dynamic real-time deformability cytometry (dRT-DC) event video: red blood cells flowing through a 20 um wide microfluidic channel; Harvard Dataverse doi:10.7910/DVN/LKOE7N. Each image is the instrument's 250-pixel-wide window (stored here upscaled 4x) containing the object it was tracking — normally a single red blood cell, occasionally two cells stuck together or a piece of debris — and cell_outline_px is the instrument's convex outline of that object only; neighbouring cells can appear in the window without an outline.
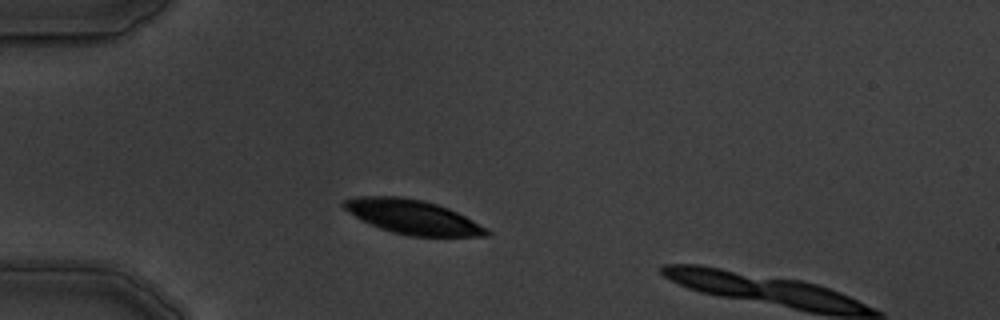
{"species": "common noctule bat (a hibernating species)", "species_latin": "Nyctalus noctula", "temperature_condition": "warm", "stored_images_in_passage": 4, "camera_frame_rate_fps": 3000, "um_per_image_px": 0.085, "animal": {"sex": "male", "body_mass_g": 19.5, "forearm_length_mm": 54.6}, "frame": {"image": 1, "passage_image": 3, "time_ms": 3.0, "image_size_px": [1000, 320], "cell_outline_px": [[492, 232], [488, 236], [408, 236], [392, 232], [380, 228], [360, 220], [344, 208], [340, 204], [344, 200], [356, 196], [400, 196], [424, 200], [448, 208], [488, 228]], "centroid_in_image_um": [35.06, 18.43], "position_along_channel_um": 49.9, "area_um2": 28.55}}